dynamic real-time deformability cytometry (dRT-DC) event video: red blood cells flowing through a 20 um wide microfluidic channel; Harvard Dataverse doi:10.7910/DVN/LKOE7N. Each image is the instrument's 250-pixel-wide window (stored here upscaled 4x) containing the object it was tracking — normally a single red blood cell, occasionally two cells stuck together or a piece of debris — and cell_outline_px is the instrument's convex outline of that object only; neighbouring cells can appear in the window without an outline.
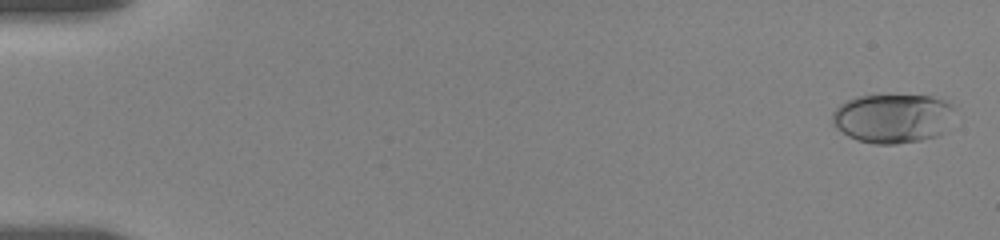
{"species": "human", "species_latin": "Homo sapiens", "temperature_condition": "room temperature", "stored_images_in_passage": 56, "camera_frame_rate_fps": 3000, "um_per_image_px": 0.085, "donor": {"sex": "female"}, "frame": {"image": 1, "passage_image": 1, "time_ms": 0.0, "image_size_px": [1000, 240], "cell_outline_px": [[956, 108], [940, 132], [936, 136], [920, 140], [896, 144], [876, 144], [856, 140], [848, 136], [832, 124], [832, 112], [840, 104], [856, 96], [932, 96], [944, 100], [952, 104]], "centroid_in_image_um": [75.83, 10.05], "position_along_channel_um": 9.2, "area_um2": 34.68}}
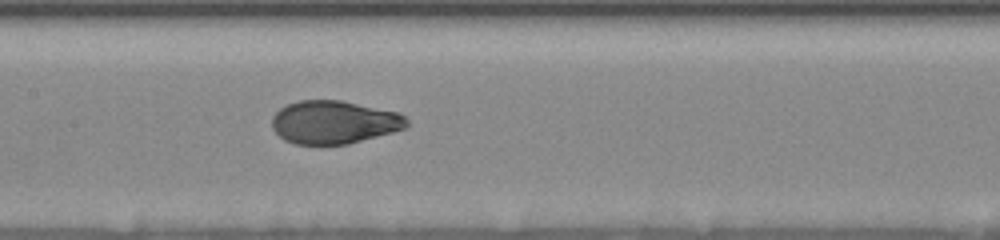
{"frame": {"image": 2, "passage_image": 28, "time_ms": 9.0, "image_size_px": [1000, 240], "cell_outline_px": [[408, 128], [348, 144], [296, 144], [284, 140], [272, 128], [272, 116], [280, 108], [288, 104], [300, 100], [340, 100], [400, 112], [408, 120]], "centroid_in_image_um": [28.42, 10.38], "position_along_channel_um": 179.0, "area_um2": 33.99}}
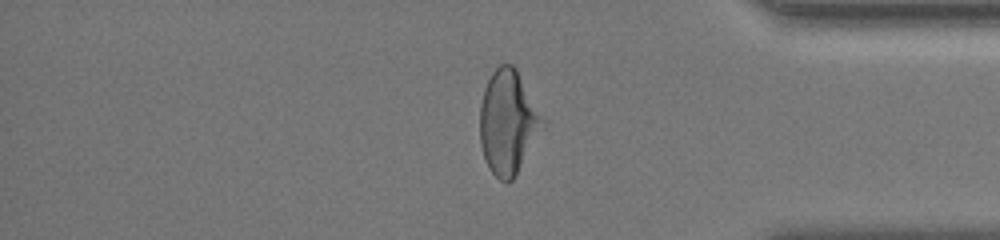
{"frame": {"image": 3, "passage_image": 47, "time_ms": 15.333, "image_size_px": [1000, 240], "cell_outline_px": [[536, 120], [516, 172], [512, 180], [508, 184], [500, 180], [488, 168], [480, 144], [480, 104], [484, 88], [492, 72], [500, 64], [512, 64], [516, 68], [536, 116]], "centroid_in_image_um": [42.94, 10.35], "position_along_channel_um": 392.3, "area_um2": 33.99}, "authors_computed_cell_mechanics": {"area_um2": 34.6222, "velocity_mm_per_s": 3.6191, "shape_relaxation_time_tau1_ms": 4.3605, "shape_relaxation_time_tau2_ms": 0.8334, "deformation_change_tau1": 0.1846, "deformation_change_tau2": 0.0388}}